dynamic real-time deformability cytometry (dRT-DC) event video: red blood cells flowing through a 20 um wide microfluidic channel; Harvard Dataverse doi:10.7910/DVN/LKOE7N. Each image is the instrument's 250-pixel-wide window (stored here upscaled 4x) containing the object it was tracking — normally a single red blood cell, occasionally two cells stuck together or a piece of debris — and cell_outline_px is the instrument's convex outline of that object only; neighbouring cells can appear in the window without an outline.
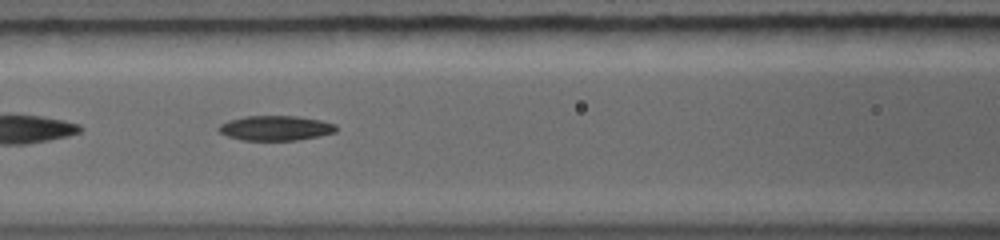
{"species": "common noctule bat (a hibernating species)", "species_latin": "Nyctalus noctula", "temperature_condition": "warm", "stored_images_in_passage": 56, "camera_frame_rate_fps": 5000, "um_per_image_px": 0.085, "animal": {"sex": "female", "body_mass_g": 19.0, "forearm_length_mm": 56.7}, "frame": {"image": 1, "passage_image": 9, "time_ms": 1.6, "image_size_px": [1000, 240], "cell_outline_px": [[336, 132], [320, 136], [296, 140], [240, 140], [228, 136], [220, 132], [216, 128], [220, 124], [228, 120], [244, 116], [296, 116], [320, 120], [336, 124]], "centroid_in_image_um": [23.41, 10.88], "position_along_channel_um": 143.2, "area_um2": 17.05}}
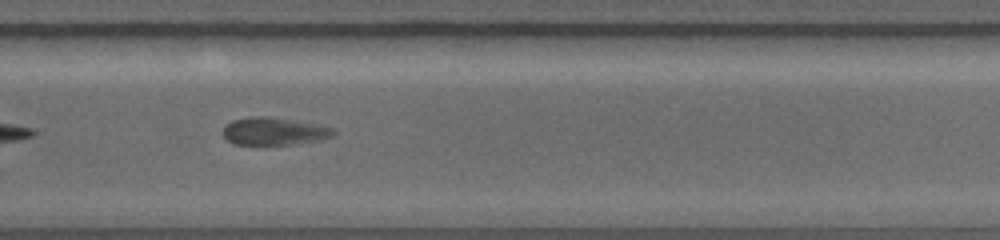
{"frame": {"image": 2, "passage_image": 28, "time_ms": 5.0, "image_size_px": [1000, 240], "cell_outline_px": [[336, 136], [320, 140], [288, 144], [236, 144], [228, 140], [220, 132], [224, 124], [232, 120], [252, 116], [268, 116], [312, 124], [332, 128], [336, 132]], "centroid_in_image_um": [23.23, 11.15], "position_along_channel_um": 306.6, "area_um2": 17.63}}
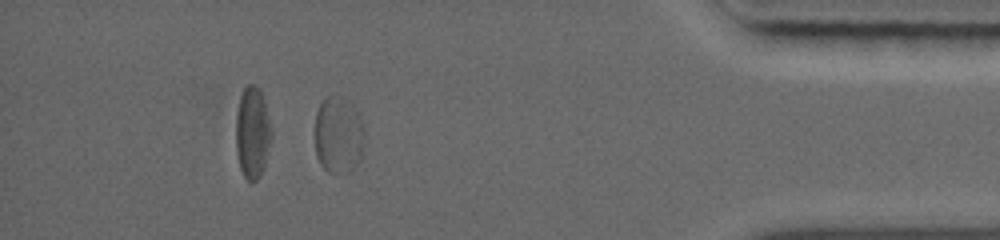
{"frame": {"image": 3, "passage_image": 45, "time_ms": 8.0, "image_size_px": [1000, 240], "cell_outline_px": [[364, 136], [360, 156], [356, 164], [348, 172], [328, 172], [320, 164], [316, 156], [316, 112], [320, 104], [328, 96], [336, 92], [348, 96], [356, 112], [364, 132]], "centroid_in_image_um": [28.75, 11.4], "position_along_channel_um": 406.5, "area_um2": 22.2}}